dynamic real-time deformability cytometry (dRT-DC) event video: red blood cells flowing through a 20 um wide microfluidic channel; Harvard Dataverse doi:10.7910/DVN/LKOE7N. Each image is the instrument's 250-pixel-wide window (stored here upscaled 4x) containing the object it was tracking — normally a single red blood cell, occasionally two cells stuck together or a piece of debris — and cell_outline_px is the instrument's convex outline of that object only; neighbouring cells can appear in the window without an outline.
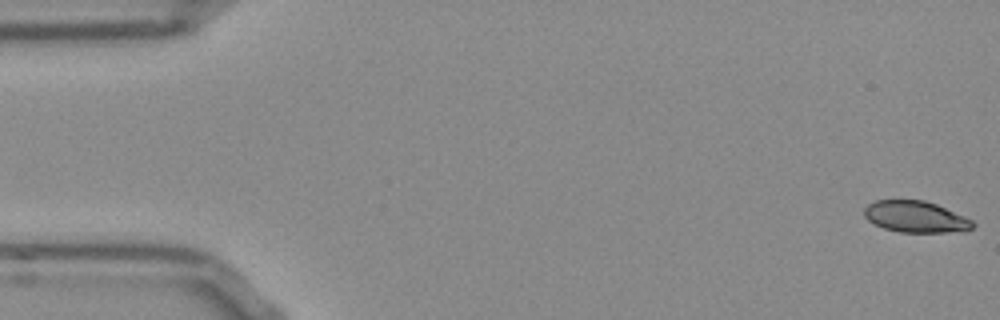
{"species": "Egyptian fruit bat (a non-hibernating species)", "species_latin": "Rousettus aegyptiacus", "temperature_condition": "room temperature", "stored_images_in_passage": 53, "camera_frame_rate_fps": 3000, "um_per_image_px": 0.085, "frame": {"image": 1, "passage_image": 1, "time_ms": 0.0, "image_size_px": [1000, 320], "cell_outline_px": [[976, 224], [972, 228], [964, 232], [900, 232], [884, 228], [868, 220], [864, 216], [864, 208], [868, 204], [876, 200], [924, 200], [936, 204], [964, 216], [972, 220]], "centroid_in_image_um": [77.85, 18.43], "position_along_channel_um": 7.2, "area_um2": 19.88}}
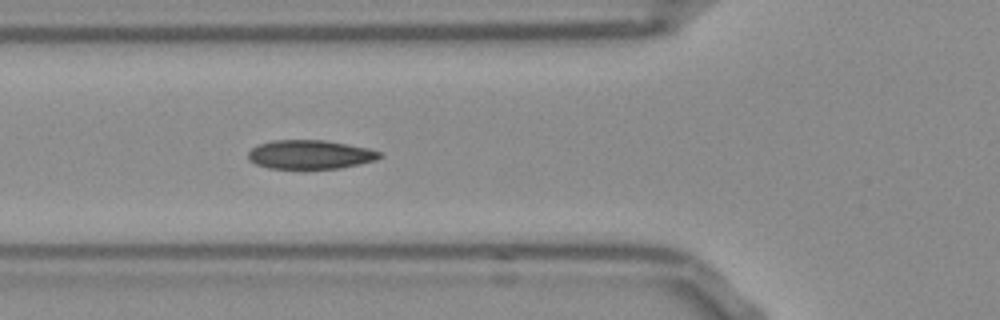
{"frame": {"image": 2, "passage_image": 19, "time_ms": 6.0, "image_size_px": [1000, 320], "cell_outline_px": [[384, 156], [376, 160], [360, 164], [340, 168], [300, 172], [268, 168], [256, 164], [248, 160], [248, 152], [252, 148], [260, 144], [272, 140], [324, 140], [348, 144], [368, 148], [380, 152]], "centroid_in_image_um": [26.35, 13.19], "position_along_channel_um": 99.5, "area_um2": 23.18}}
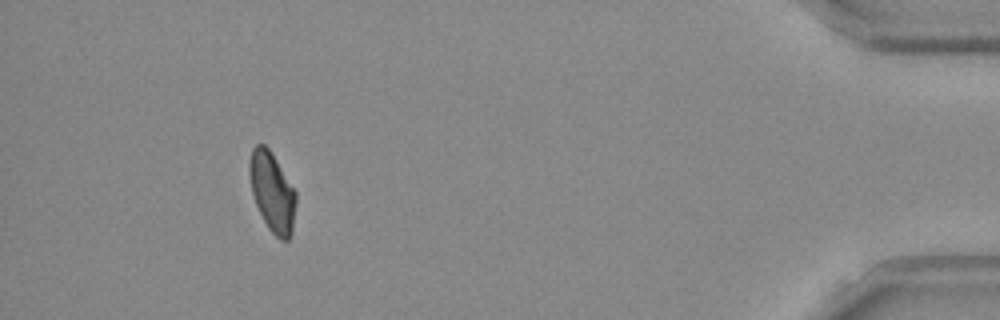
{"frame": {"image": 3, "passage_image": 49, "time_ms": 16.0, "image_size_px": [1000, 320], "cell_outline_px": [[296, 200], [292, 232], [288, 240], [280, 240], [268, 228], [256, 204], [252, 192], [248, 172], [248, 160], [252, 148], [256, 144], [264, 144], [268, 148], [276, 160], [296, 192]], "centroid_in_image_um": [23.12, 16.3], "position_along_channel_um": 412.1, "area_um2": 21.39}, "authors_computed_cell_mechanics": {"area_um2": 21.7328, "velocity_mm_per_s": 3.7877, "shape_relaxation_time_tau1_ms": 7.2611, "shape_relaxation_time_tau2_ms": 1.9718, "deformation_change_tau1": 0.1705, "deformation_change_tau2": 0.0682}}